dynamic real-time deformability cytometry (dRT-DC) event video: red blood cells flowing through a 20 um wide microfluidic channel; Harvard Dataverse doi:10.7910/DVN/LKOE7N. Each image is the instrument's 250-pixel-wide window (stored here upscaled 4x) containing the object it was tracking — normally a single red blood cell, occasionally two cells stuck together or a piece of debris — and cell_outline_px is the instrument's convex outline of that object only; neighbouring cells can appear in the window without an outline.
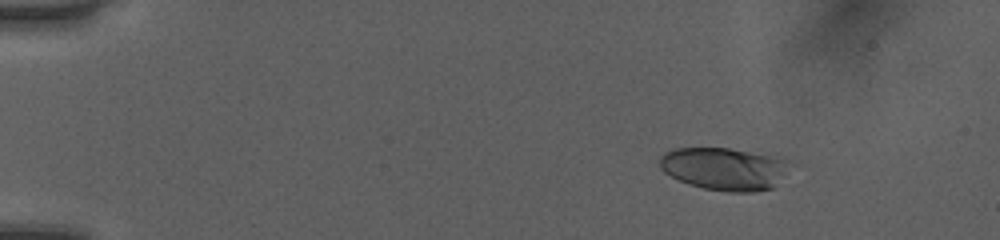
{"species": "human", "species_latin": "Homo sapiens", "temperature_condition": "room temperature", "stored_images_in_passage": 52, "camera_frame_rate_fps": 3000, "um_per_image_px": 0.085, "donor": {"sex": "female"}, "frame": {"image": 1, "passage_image": 8, "time_ms": 2.333, "image_size_px": [1000, 240], "cell_outline_px": [[788, 160], [772, 188], [752, 192], [728, 192], [704, 188], [688, 184], [664, 172], [660, 168], [660, 156], [664, 152], [676, 148], [728, 148], [776, 152]], "centroid_in_image_um": [61.56, 14.3], "position_along_channel_um": 23.4, "area_um2": 32.48}}
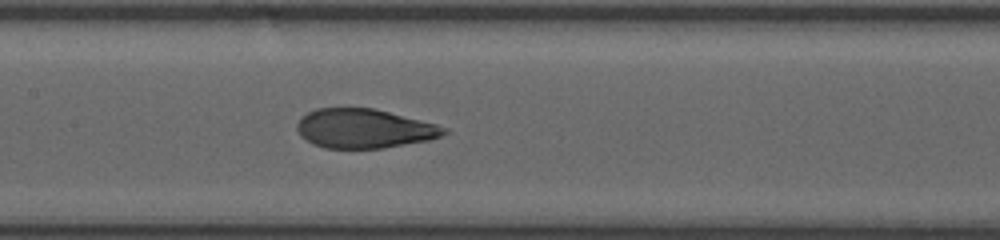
{"frame": {"image": 2, "passage_image": 27, "time_ms": 8.667, "image_size_px": [1000, 240], "cell_outline_px": [[448, 132], [440, 136], [428, 140], [384, 148], [324, 148], [312, 144], [300, 136], [296, 128], [296, 124], [300, 116], [316, 108], [372, 108], [436, 124], [448, 128]], "centroid_in_image_um": [30.9, 10.93], "position_along_channel_um": 176.5, "area_um2": 33.58}}
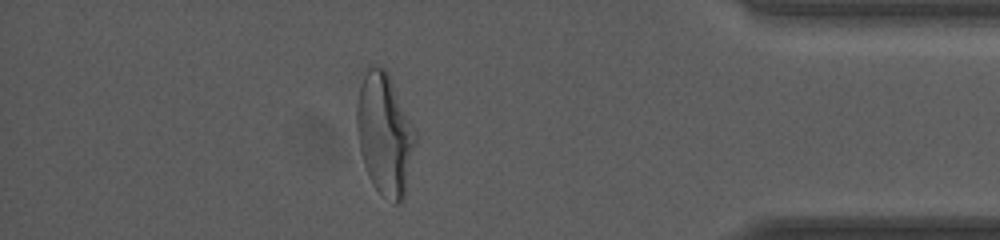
{"frame": {"image": 3, "passage_image": 46, "time_ms": 15.0, "image_size_px": [1000, 240], "cell_outline_px": [[416, 140], [404, 196], [400, 204], [392, 204], [372, 184], [368, 176], [360, 152], [356, 128], [356, 104], [360, 84], [368, 64], [380, 64], [388, 72], [416, 136]], "centroid_in_image_um": [32.65, 11.38], "position_along_channel_um": 402.5, "area_um2": 41.38}, "authors_computed_cell_mechanics": {"area_um2": 34.3332, "velocity_mm_per_s": 4.0757, "shape_relaxation_time_tau1_ms": 4.921, "shape_relaxation_time_tau2_ms": 0.9758, "deformation_change_tau1": 0.2226, "deformation_change_tau2": 0.0793}}